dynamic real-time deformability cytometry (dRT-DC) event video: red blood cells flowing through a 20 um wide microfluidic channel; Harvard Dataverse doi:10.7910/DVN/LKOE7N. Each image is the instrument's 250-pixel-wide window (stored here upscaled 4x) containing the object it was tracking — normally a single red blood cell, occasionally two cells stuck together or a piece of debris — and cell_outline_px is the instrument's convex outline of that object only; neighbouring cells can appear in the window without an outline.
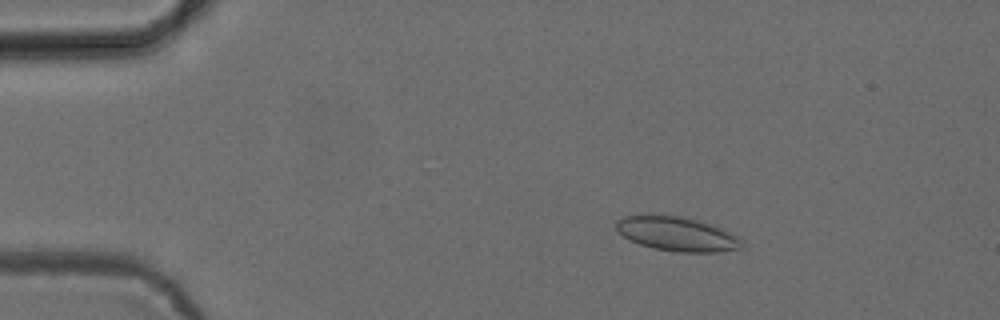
{"species": "common noctule bat (a hibernating species)", "species_latin": "Nyctalus noctula", "temperature_condition": "cold", "stored_images_in_passage": 53, "camera_frame_rate_fps": 3000, "um_per_image_px": 0.085, "animal": {"sex": "female", "body_mass_g": 24.6, "forearm_length_mm": 56.2}, "frame": {"image": 1, "passage_image": 9, "time_ms": 2.667, "image_size_px": [1000, 320], "cell_outline_px": [[744, 244], [740, 248], [716, 252], [680, 252], [652, 248], [640, 244], [616, 232], [616, 220], [624, 216], [680, 216], [700, 220], [724, 228], [740, 236]], "centroid_in_image_um": [57.61, 19.89], "position_along_channel_um": 27.4, "area_um2": 25.09}}
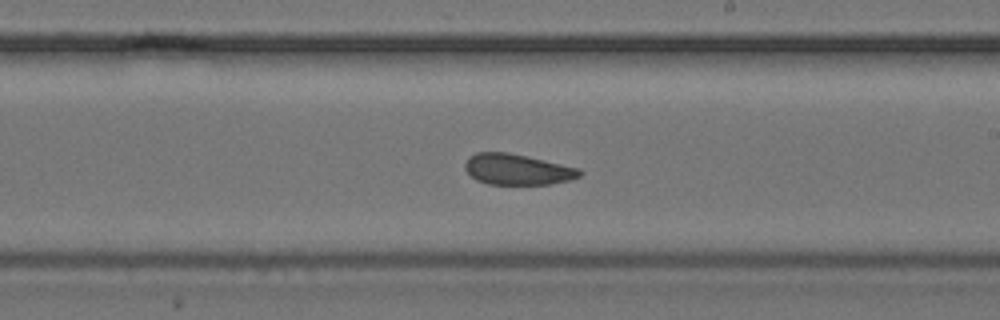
{"frame": {"image": 2, "passage_image": 31, "time_ms": 10.0, "image_size_px": [1000, 320], "cell_outline_px": [[584, 172], [580, 176], [572, 180], [548, 184], [488, 184], [476, 180], [464, 168], [464, 164], [468, 156], [476, 152], [508, 152], [580, 168]], "centroid_in_image_um": [43.98, 14.4], "position_along_channel_um": 245.0, "area_um2": 20.69}}
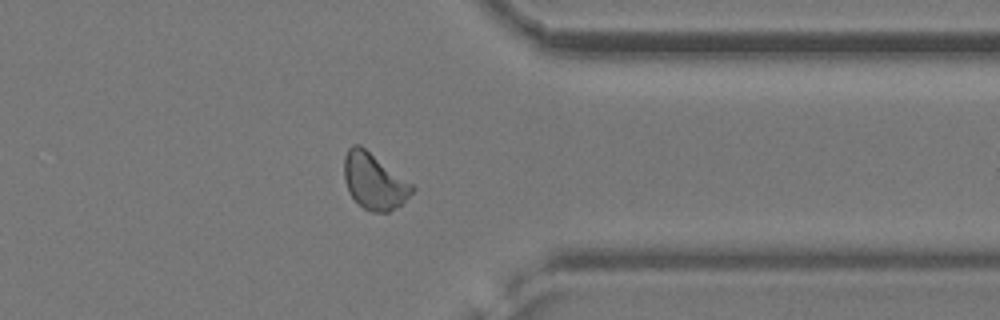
{"frame": {"image": 3, "passage_image": 42, "time_ms": 13.667, "image_size_px": [1000, 320], "cell_outline_px": [[416, 188], [400, 204], [388, 212], [372, 212], [364, 208], [348, 192], [344, 180], [344, 156], [348, 148], [352, 144], [360, 144], [412, 184]], "centroid_in_image_um": [31.76, 15.38], "position_along_channel_um": 379.6, "area_um2": 21.91}, "authors_computed_cell_mechanics": {"area_um2": 21.7906, "velocity_mm_per_s": 3.8559, "shape_relaxation_time_tau1_ms": null, "shape_relaxation_time_tau2_ms": 2.2441, "deformation_change_tau1": null, "deformation_change_tau2": 0.0866}}